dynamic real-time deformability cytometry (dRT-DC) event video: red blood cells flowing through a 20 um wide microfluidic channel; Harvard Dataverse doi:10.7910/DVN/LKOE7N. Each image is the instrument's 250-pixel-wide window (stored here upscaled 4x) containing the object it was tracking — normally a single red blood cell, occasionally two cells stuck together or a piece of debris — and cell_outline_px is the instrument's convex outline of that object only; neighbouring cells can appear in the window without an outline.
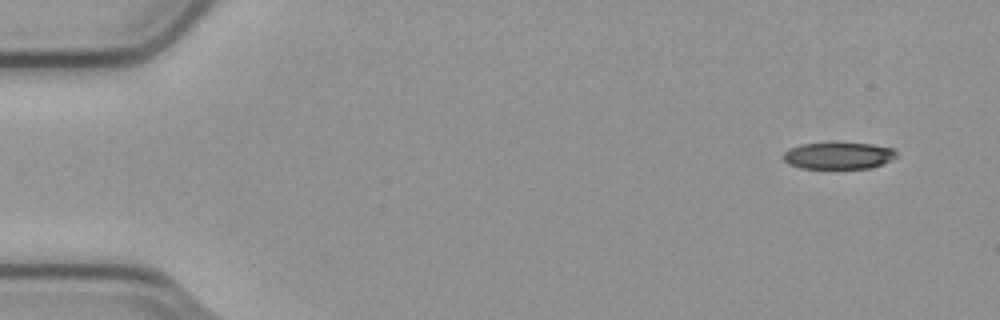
{"species": "common noctule bat (a hibernating species)", "species_latin": "Nyctalus noctula", "temperature_condition": "cold", "stored_images_in_passage": 5, "camera_frame_rate_fps": 3000, "um_per_image_px": 0.085, "animal": {"sex": "male", "body_mass_g": 23.1, "forearm_length_mm": 52.7}, "frame": {"image": 1, "passage_image": 1, "time_ms": 0.0, "image_size_px": [1000, 320], "cell_outline_px": [[896, 156], [880, 164], [868, 168], [800, 168], [788, 164], [784, 160], [784, 152], [800, 144], [872, 144], [892, 148], [896, 152]], "centroid_in_image_um": [71.23, 13.24], "position_along_channel_um": 13.8, "area_um2": 17.05}}
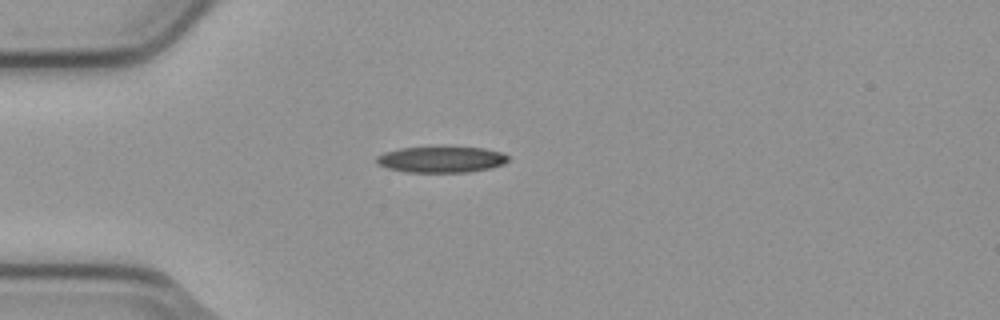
{"frame": {"image": 2, "passage_image": 4, "time_ms": 1.0, "image_size_px": [1000, 320], "cell_outline_px": [[508, 160], [504, 164], [488, 168], [468, 172], [408, 172], [384, 168], [376, 164], [376, 156], [384, 152], [400, 148], [484, 148], [500, 152], [508, 156]], "centroid_in_image_um": [37.45, 13.57], "position_along_channel_um": 47.6, "area_um2": 19.77}}